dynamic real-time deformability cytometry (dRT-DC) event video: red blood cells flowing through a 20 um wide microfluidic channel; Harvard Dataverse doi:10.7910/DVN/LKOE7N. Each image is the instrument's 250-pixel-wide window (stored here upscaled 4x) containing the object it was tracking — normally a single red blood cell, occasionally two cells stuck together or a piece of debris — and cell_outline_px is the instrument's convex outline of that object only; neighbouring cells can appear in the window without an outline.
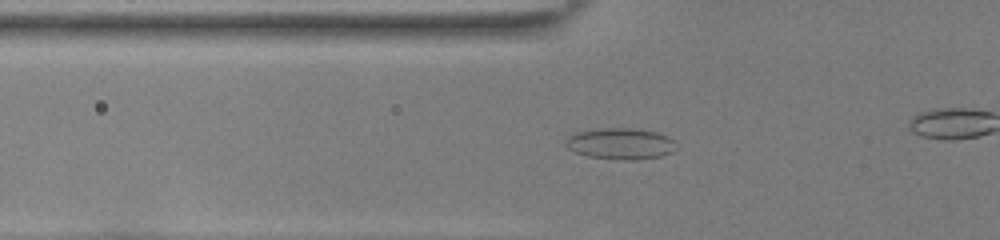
{"species": "common noctule bat (a hibernating species)", "species_latin": "Nyctalus noctula", "temperature_condition": "room temperature", "stored_images_in_passage": 45, "camera_frame_rate_fps": 3000, "um_per_image_px": 0.085, "animal": {"sex": "female", "body_mass_g": 22.0, "forearm_length_mm": 56.7}, "frame": {"image": 1, "passage_image": 20, "time_ms": 6.333, "image_size_px": [1000, 240], "cell_outline_px": [[672, 152], [660, 156], [632, 160], [624, 160], [588, 156], [576, 152], [568, 148], [564, 144], [568, 136], [576, 132], [600, 128], [640, 128], [656, 132], [668, 136], [672, 140]], "centroid_in_image_um": [52.69, 12.19], "position_along_channel_um": 73.1, "area_um2": 19.94}}
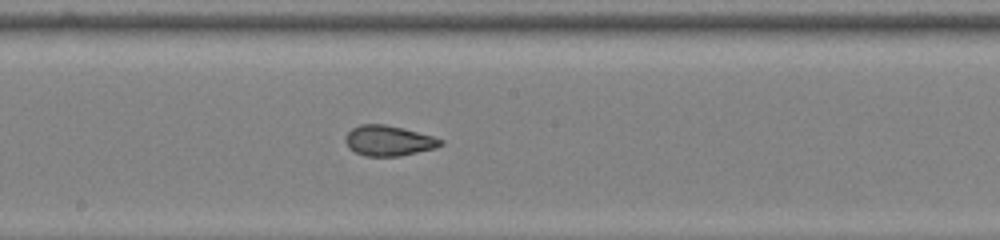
{"frame": {"image": 2, "passage_image": 31, "time_ms": 10.0, "image_size_px": [1000, 240], "cell_outline_px": [[444, 144], [436, 148], [400, 156], [364, 156], [348, 148], [344, 140], [344, 136], [352, 128], [360, 124], [384, 124], [432, 136], [444, 140]], "centroid_in_image_um": [33.01, 11.97], "position_along_channel_um": 215.2, "area_um2": 16.82}}
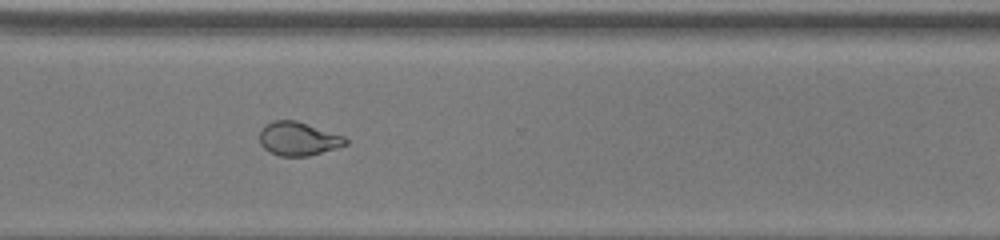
{"frame": {"image": 3, "passage_image": 41, "time_ms": 13.333, "image_size_px": [1000, 240], "cell_outline_px": [[348, 144], [336, 148], [308, 156], [280, 156], [264, 148], [260, 144], [260, 128], [264, 124], [272, 120], [296, 120], [344, 136], [348, 140]], "centroid_in_image_um": [25.34, 11.78], "position_along_channel_um": 345.3, "area_um2": 16.88}}